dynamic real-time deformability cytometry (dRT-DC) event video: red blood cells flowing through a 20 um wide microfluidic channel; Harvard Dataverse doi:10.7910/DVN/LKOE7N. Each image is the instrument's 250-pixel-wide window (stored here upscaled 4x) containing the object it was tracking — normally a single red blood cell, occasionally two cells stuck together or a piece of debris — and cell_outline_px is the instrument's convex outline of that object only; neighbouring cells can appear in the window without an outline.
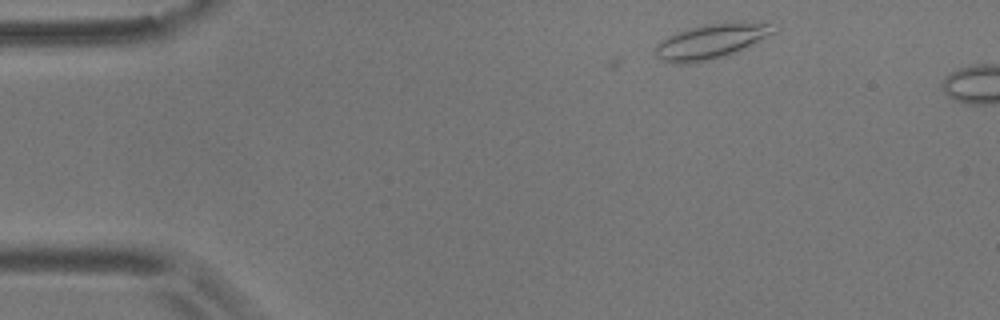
{"species": "common noctule bat (a hibernating species)", "species_latin": "Nyctalus noctula", "temperature_condition": "room temperature", "stored_images_in_passage": 3, "camera_frame_rate_fps": 3000, "um_per_image_px": 0.085, "animal": {"sex": "male", "body_mass_g": 17.9}, "frame": {"image": 1, "passage_image": 3, "time_ms": 0.667, "image_size_px": [1000, 320], "cell_outline_px": [[780, 28], [776, 32], [736, 52], [724, 56], [708, 60], [684, 64], [680, 64], [660, 60], [656, 56], [656, 44], [668, 36], [676, 32], [704, 24], [728, 20], [744, 20], [768, 24]], "centroid_in_image_um": [60.49, 3.47], "position_along_channel_um": 24.5, "area_um2": 24.33}}